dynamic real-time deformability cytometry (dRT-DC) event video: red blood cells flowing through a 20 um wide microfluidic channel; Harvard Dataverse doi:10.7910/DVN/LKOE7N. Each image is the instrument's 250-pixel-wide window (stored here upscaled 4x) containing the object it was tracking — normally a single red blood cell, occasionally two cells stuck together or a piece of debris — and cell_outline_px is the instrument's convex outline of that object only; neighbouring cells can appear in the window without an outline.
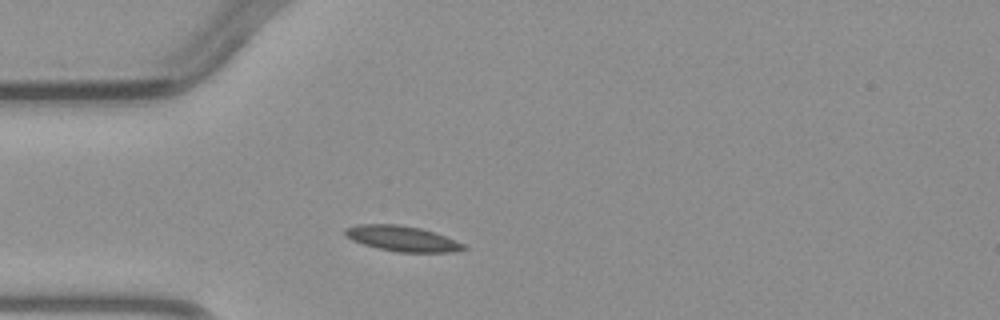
{"species": "common noctule bat (a hibernating species)", "species_latin": "Nyctalus noctula", "temperature_condition": "warm", "stored_images_in_passage": 2, "camera_frame_rate_fps": 3000, "um_per_image_px": 0.085, "animal": {"sex": "male", "body_mass_g": 23.1, "forearm_length_mm": 52.7}, "frame": {"image": 1, "passage_image": 2, "time_ms": 5.333, "image_size_px": [1000, 320], "cell_outline_px": [[468, 248], [452, 252], [400, 252], [376, 248], [352, 240], [344, 236], [344, 228], [356, 224], [400, 224], [420, 228], [444, 236], [464, 244]], "centroid_in_image_um": [34.12, 20.27], "position_along_channel_um": 50.9, "area_um2": 17.51}}